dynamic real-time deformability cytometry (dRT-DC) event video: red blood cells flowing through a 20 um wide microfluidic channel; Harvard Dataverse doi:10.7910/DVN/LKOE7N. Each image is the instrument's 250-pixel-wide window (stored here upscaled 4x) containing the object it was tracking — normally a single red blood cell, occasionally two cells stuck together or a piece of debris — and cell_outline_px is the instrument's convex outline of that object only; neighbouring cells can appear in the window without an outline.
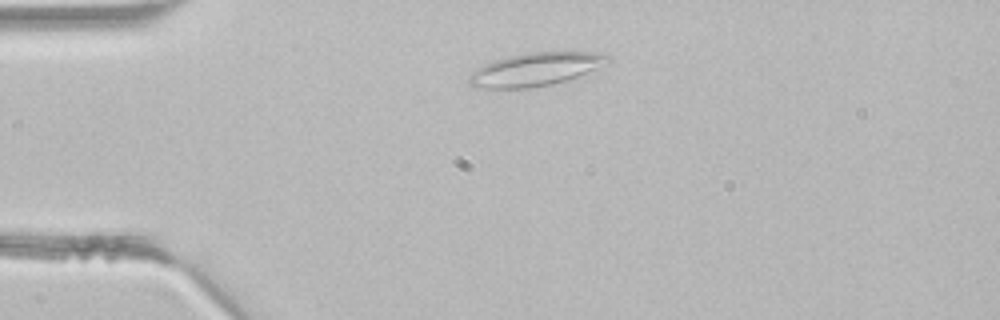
{"species": "common noctule bat (a hibernating species)", "species_latin": "Nyctalus noctula", "temperature_condition": "room temperature", "stored_images_in_passage": 1, "camera_frame_rate_fps": 3000, "um_per_image_px": 0.085, "animal": {"sex": "male", "body_mass_g": 21.5, "forearm_length_mm": 52.0}, "frame": {"image": 1, "passage_image": 1, "time_ms": 0.0, "image_size_px": [1000, 320], "cell_outline_px": [[612, 60], [608, 64], [568, 80], [552, 84], [528, 88], [472, 88], [468, 84], [468, 80], [472, 72], [484, 64], [508, 56], [528, 52], [588, 52], [612, 56]], "centroid_in_image_um": [45.53, 5.9], "position_along_channel_um": 39.5, "area_um2": 26.88}}